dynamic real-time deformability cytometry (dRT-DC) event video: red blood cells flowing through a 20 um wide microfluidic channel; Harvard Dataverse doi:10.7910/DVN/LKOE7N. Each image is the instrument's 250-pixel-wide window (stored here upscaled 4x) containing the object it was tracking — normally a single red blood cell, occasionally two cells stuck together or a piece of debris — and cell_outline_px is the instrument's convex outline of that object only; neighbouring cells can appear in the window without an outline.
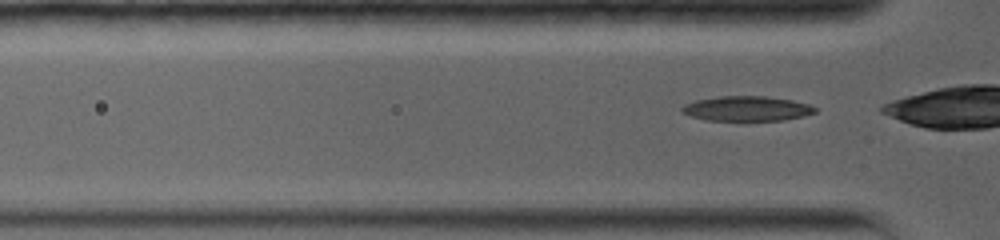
{"species": "common noctule bat (a hibernating species)", "species_latin": "Nyctalus noctula", "temperature_condition": "warm", "stored_images_in_passage": 25, "camera_frame_rate_fps": 5000, "um_per_image_px": 0.085, "animal": {"sex": "female", "body_mass_g": 19.0, "forearm_length_mm": 56.7}, "frame": {"image": 1, "passage_image": 2, "time_ms": 0.2, "image_size_px": [1000, 240], "cell_outline_px": [[816, 112], [804, 116], [784, 120], [704, 120], [680, 112], [680, 108], [684, 104], [696, 100], [720, 96], [764, 96], [792, 100], [808, 104], [816, 108]], "centroid_in_image_um": [63.46, 9.23], "position_along_channel_um": 62.3, "area_um2": 19.25}}
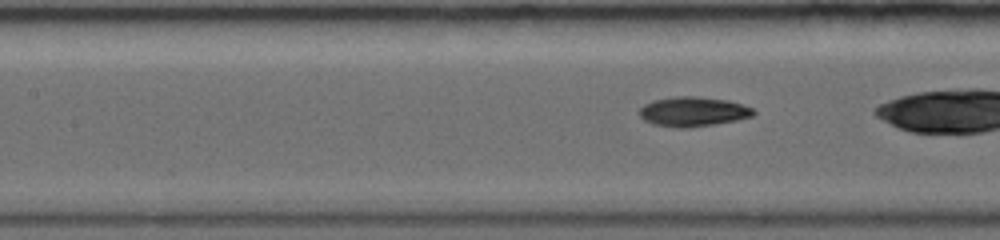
{"frame": {"image": 2, "passage_image": 10, "time_ms": 2.4, "image_size_px": [1000, 240], "cell_outline_px": [[756, 112], [752, 116], [736, 120], [716, 124], [688, 128], [676, 128], [652, 124], [644, 120], [640, 116], [640, 108], [644, 104], [652, 100], [676, 96], [696, 96], [728, 100], [752, 108]], "centroid_in_image_um": [58.88, 9.49], "position_along_channel_um": 148.5, "area_um2": 19.77}}
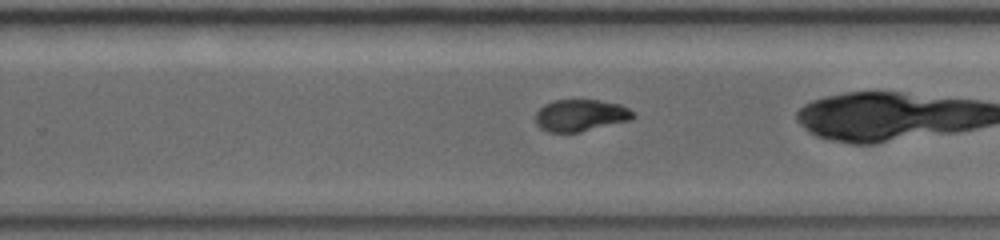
{"frame": {"image": 3, "passage_image": 23, "time_ms": 5.8, "image_size_px": [1000, 240], "cell_outline_px": [[636, 116], [632, 120], [580, 132], [548, 132], [540, 128], [536, 124], [536, 112], [544, 104], [552, 100], [600, 100], [620, 104], [636, 112]], "centroid_in_image_um": [49.38, 9.8], "position_along_channel_um": 280.4, "area_um2": 18.38}}